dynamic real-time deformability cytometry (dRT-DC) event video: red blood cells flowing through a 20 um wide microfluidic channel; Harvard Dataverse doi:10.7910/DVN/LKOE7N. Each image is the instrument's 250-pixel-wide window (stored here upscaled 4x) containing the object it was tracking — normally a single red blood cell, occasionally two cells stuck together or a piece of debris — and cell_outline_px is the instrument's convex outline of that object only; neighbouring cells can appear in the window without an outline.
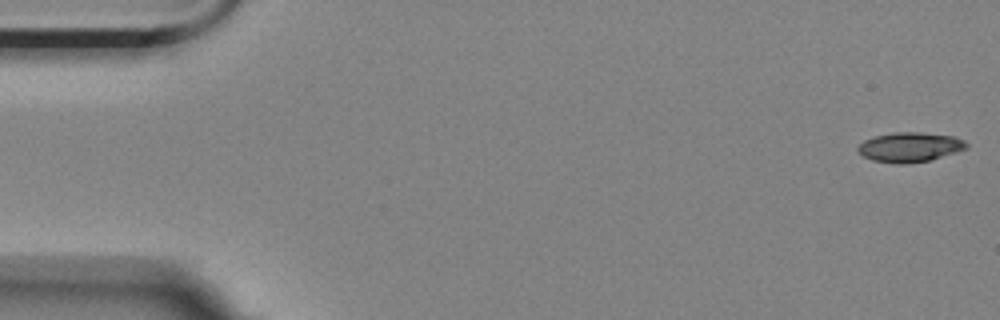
{"species": "Egyptian fruit bat (a non-hibernating species)", "species_latin": "Rousettus aegyptiacus", "temperature_condition": "room temperature", "stored_images_in_passage": 4, "camera_frame_rate_fps": 3000, "um_per_image_px": 0.085, "animal": {"sex": "female"}, "frame": {"image": 1, "passage_image": 4, "time_ms": 1.0, "image_size_px": [1000, 320], "cell_outline_px": [[968, 148], [956, 152], [928, 160], [908, 164], [896, 164], [872, 160], [864, 156], [856, 148], [864, 140], [876, 136], [892, 132], [920, 132], [952, 136], [964, 140], [968, 144]], "centroid_in_image_um": [77.33, 12.5], "position_along_channel_um": 7.7, "area_um2": 18.67}}